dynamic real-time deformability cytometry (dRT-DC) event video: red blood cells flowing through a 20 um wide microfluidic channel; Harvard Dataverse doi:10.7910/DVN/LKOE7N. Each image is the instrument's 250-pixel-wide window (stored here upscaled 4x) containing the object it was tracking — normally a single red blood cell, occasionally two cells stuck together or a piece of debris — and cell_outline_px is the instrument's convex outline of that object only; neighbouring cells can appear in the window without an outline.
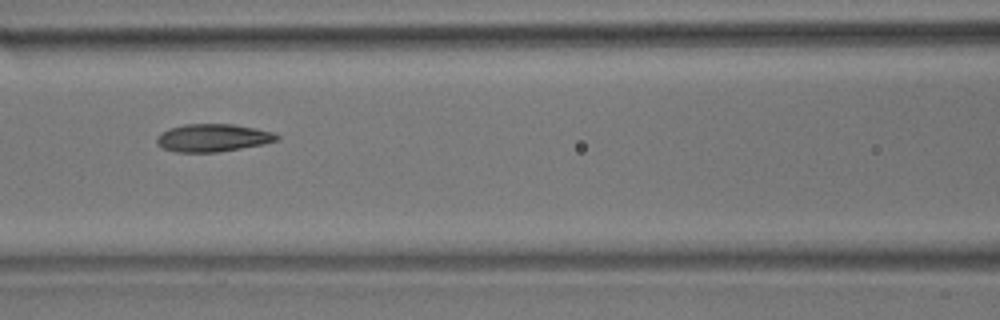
{"species": "common noctule bat (a hibernating species)", "species_latin": "Nyctalus noctula", "temperature_condition": "room temperature", "stored_images_in_passage": 9, "camera_frame_rate_fps": 3000, "um_per_image_px": 0.085, "animal": {"sex": "male", "body_mass_g": 17.9}, "frame": {"image": 1, "passage_image": 6, "time_ms": 5.667, "image_size_px": [1000, 320], "cell_outline_px": [[280, 140], [264, 144], [216, 152], [176, 152], [164, 148], [156, 144], [156, 136], [160, 132], [168, 128], [184, 124], [232, 124], [256, 128], [276, 132], [280, 136]], "centroid_in_image_um": [18.1, 11.7], "position_along_channel_um": 148.5, "area_um2": 19.65}}
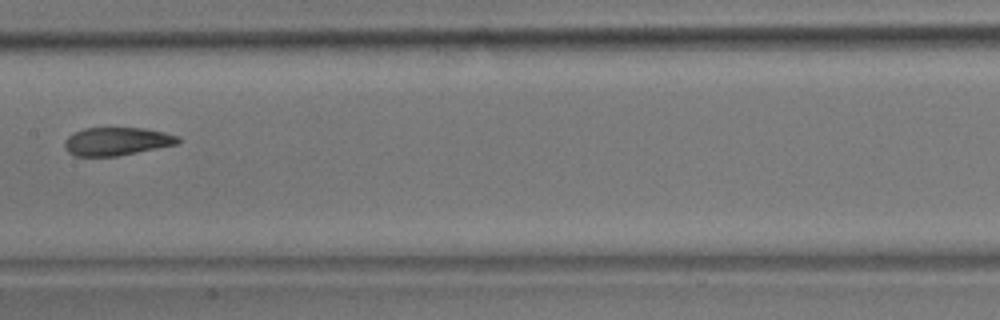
{"frame": {"image": 2, "passage_image": 7, "time_ms": 7.0, "image_size_px": [1000, 320], "cell_outline_px": [[180, 144], [116, 156], [76, 156], [68, 152], [64, 148], [64, 140], [68, 136], [84, 128], [144, 128], [164, 132], [180, 136]], "centroid_in_image_um": [9.95, 12.02], "position_along_channel_um": 197.5, "area_um2": 18.67}}
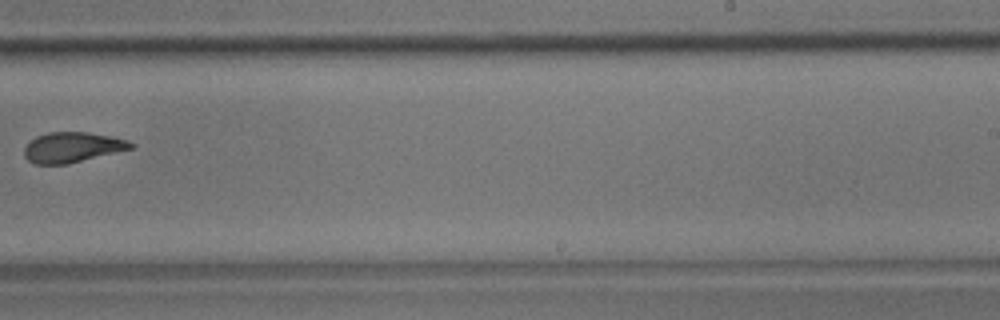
{"frame": {"image": 3, "passage_image": 9, "time_ms": 9.333, "image_size_px": [1000, 320], "cell_outline_px": [[136, 144], [132, 148], [68, 164], [32, 164], [24, 156], [24, 148], [36, 136], [48, 132], [88, 132], [112, 136], [128, 140]], "centroid_in_image_um": [6.14, 12.52], "position_along_channel_um": 282.9, "area_um2": 18.79}}